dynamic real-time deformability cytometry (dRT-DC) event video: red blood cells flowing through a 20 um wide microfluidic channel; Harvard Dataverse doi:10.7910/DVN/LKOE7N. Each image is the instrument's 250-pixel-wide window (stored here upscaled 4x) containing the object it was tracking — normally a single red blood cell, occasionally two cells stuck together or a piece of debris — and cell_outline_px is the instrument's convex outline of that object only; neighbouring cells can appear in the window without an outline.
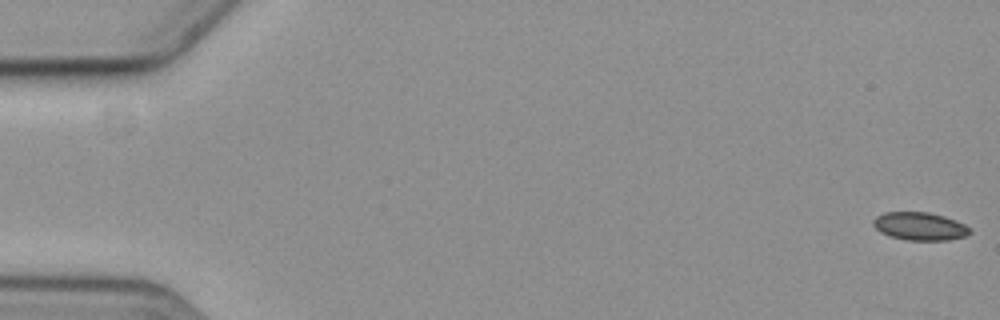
{"species": "common noctule bat (a hibernating species)", "species_latin": "Nyctalus noctula", "temperature_condition": "cold", "stored_images_in_passage": 5, "camera_frame_rate_fps": 3000, "um_per_image_px": 0.085, "animal": {"sex": "female", "body_mass_g": 19.3, "forearm_length_mm": 54.1}, "frame": {"image": 1, "passage_image": 1, "time_ms": 0.0, "image_size_px": [1000, 320], "cell_outline_px": [[972, 232], [968, 236], [948, 240], [908, 240], [892, 236], [880, 232], [872, 224], [872, 220], [876, 216], [884, 212], [928, 212], [944, 216], [956, 220], [972, 228]], "centroid_in_image_um": [78.22, 19.23], "position_along_channel_um": 6.8, "area_um2": 15.9}}
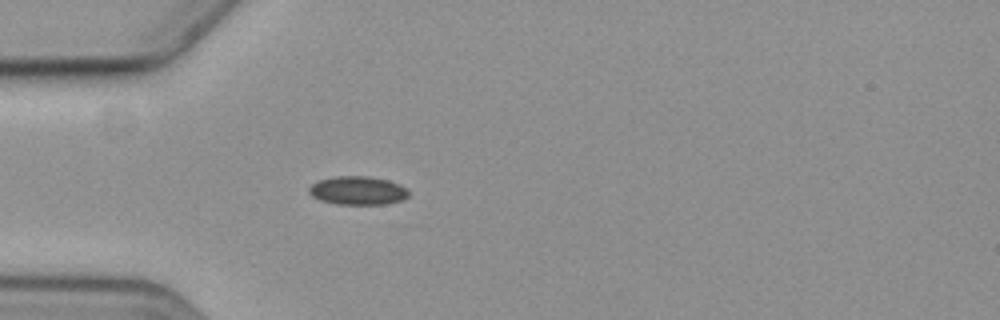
{"frame": {"image": 2, "passage_image": 5, "time_ms": 5.667, "image_size_px": [1000, 320], "cell_outline_px": [[408, 196], [404, 200], [384, 204], [336, 204], [320, 200], [312, 196], [308, 192], [308, 188], [312, 184], [320, 180], [336, 176], [368, 176], [388, 180], [400, 184], [408, 192]], "centroid_in_image_um": [30.4, 16.2], "position_along_channel_um": 54.6, "area_um2": 16.53}}